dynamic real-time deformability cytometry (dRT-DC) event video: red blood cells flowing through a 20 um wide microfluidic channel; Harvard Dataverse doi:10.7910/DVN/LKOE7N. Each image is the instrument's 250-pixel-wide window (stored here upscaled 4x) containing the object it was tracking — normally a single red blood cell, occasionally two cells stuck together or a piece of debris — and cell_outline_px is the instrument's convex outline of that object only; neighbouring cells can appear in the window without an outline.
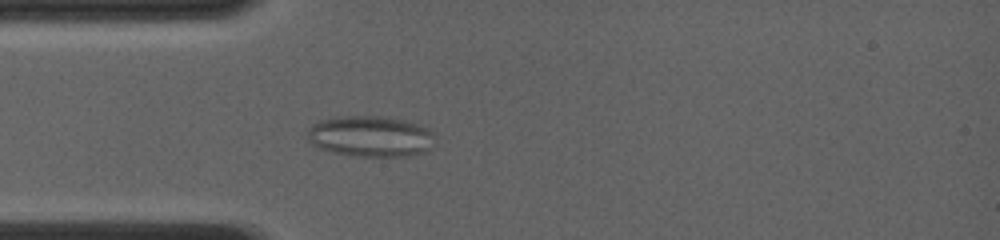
{"species": "common noctule bat (a hibernating species)", "species_latin": "Nyctalus noctula", "temperature_condition": "room temperature", "stored_images_in_passage": 60, "camera_frame_rate_fps": 4000, "um_per_image_px": 0.085, "animal": {"sex": "female", "body_mass_g": 19.0, "forearm_length_mm": 56.7}, "frame": {"image": 1, "passage_image": 16, "time_ms": 3.75, "image_size_px": [1000, 240], "cell_outline_px": [[432, 136], [428, 148], [424, 152], [408, 156], [356, 156], [316, 148], [308, 140], [308, 128], [312, 124], [320, 120], [344, 116], [384, 116], [404, 120], [416, 124], [432, 132]], "centroid_in_image_um": [31.42, 11.58], "position_along_channel_um": 53.6, "area_um2": 30.0}}
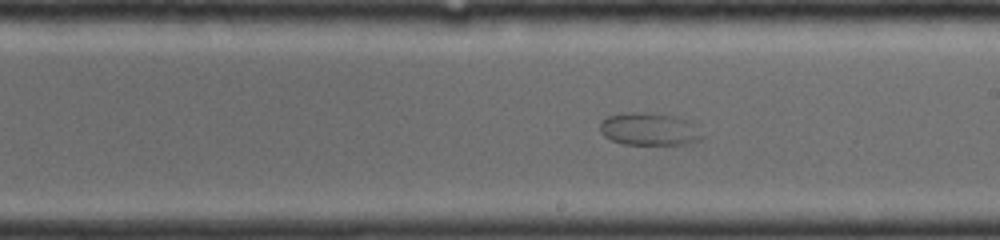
{"frame": {"image": 2, "passage_image": 34, "time_ms": 8.25, "image_size_px": [1000, 240], "cell_outline_px": [[704, 136], [700, 140], [688, 144], [624, 144], [612, 140], [604, 136], [600, 132], [600, 120], [608, 116], [628, 112], [648, 112], [676, 116], [688, 120], [696, 124]], "centroid_in_image_um": [55.21, 10.96], "position_along_channel_um": 233.8, "area_um2": 19.71}}
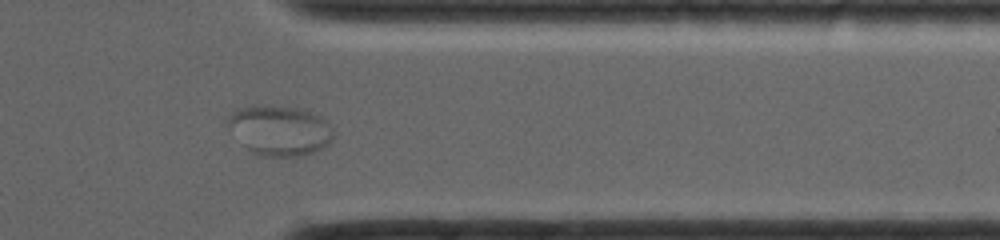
{"frame": {"image": 3, "passage_image": 49, "time_ms": 12.0, "image_size_px": [1000, 240], "cell_outline_px": [[332, 136], [328, 144], [324, 148], [300, 156], [256, 156], [228, 128], [228, 120], [232, 112], [236, 108], [268, 104], [296, 108], [312, 112], [320, 116], [332, 128]], "centroid_in_image_um": [23.76, 11.07], "position_along_channel_um": 387.6, "area_um2": 30.58}}